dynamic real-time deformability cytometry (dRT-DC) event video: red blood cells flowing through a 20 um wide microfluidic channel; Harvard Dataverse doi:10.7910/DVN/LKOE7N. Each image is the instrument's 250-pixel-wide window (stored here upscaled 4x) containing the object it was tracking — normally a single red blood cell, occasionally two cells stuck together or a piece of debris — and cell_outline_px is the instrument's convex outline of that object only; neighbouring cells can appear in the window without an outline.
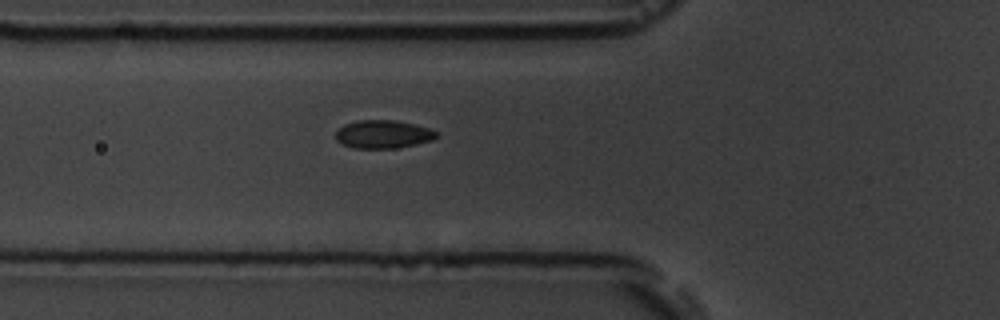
{"species": "common noctule bat (a hibernating species)", "species_latin": "Nyctalus noctula", "temperature_condition": "room temperature", "stored_images_in_passage": 2, "camera_frame_rate_fps": 3000, "um_per_image_px": 0.085, "animal": {"sex": "male", "body_mass_g": 19.5, "forearm_length_mm": 54.6}, "frame": {"image": 1, "passage_image": 2, "time_ms": 1.0, "image_size_px": [1000, 320], "cell_outline_px": [[440, 136], [432, 140], [416, 144], [396, 148], [352, 148], [336, 140], [336, 132], [344, 124], [356, 120], [392, 120], [412, 124], [428, 128], [436, 132]], "centroid_in_image_um": [32.55, 11.41], "position_along_channel_um": 93.2, "area_um2": 16.42}}